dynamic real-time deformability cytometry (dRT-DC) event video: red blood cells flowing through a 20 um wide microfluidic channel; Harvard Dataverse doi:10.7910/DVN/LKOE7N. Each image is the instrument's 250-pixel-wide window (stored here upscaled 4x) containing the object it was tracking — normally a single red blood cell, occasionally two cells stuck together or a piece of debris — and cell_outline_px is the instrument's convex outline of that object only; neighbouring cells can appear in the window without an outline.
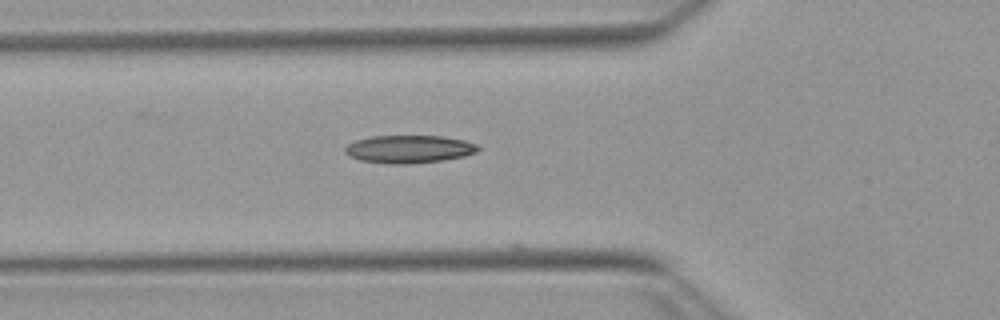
{"species": "Egyptian fruit bat (a non-hibernating species)", "species_latin": "Rousettus aegyptiacus", "temperature_condition": "warm", "stored_images_in_passage": 5, "camera_frame_rate_fps": 3000, "um_per_image_px": 0.085, "animal": {"sex": "female"}, "frame": {"image": 1, "passage_image": 2, "time_ms": 0.333, "image_size_px": [1000, 320], "cell_outline_px": [[480, 148], [476, 152], [464, 156], [440, 160], [408, 164], [392, 164], [360, 160], [348, 156], [344, 152], [344, 148], [348, 144], [356, 140], [372, 136], [444, 136], [464, 140], [476, 144]], "centroid_in_image_um": [34.74, 12.67], "position_along_channel_um": 91.1, "area_um2": 21.5}}